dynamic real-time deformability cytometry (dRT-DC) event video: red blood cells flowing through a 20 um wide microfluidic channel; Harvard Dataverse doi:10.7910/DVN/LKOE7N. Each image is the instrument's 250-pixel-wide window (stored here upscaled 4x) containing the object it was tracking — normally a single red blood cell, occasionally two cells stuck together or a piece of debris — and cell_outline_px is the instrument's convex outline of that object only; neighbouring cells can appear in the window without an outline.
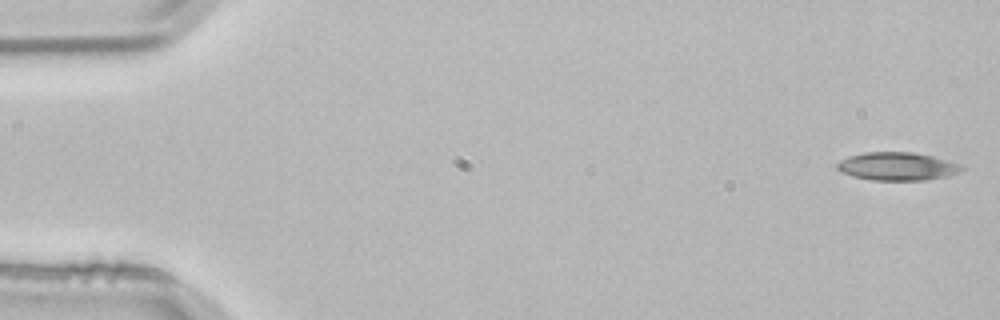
{"species": "common noctule bat (a hibernating species)", "species_latin": "Nyctalus noctula", "temperature_condition": "room temperature", "stored_images_in_passage": 4, "camera_frame_rate_fps": 3000, "um_per_image_px": 0.085, "animal": {"sex": "male", "body_mass_g": 21.5, "forearm_length_mm": 52.0}, "frame": {"image": 1, "passage_image": 1, "time_ms": 0.0, "image_size_px": [1000, 320], "cell_outline_px": [[964, 168], [960, 172], [948, 176], [924, 180], [872, 180], [852, 176], [840, 172], [836, 168], [836, 164], [840, 160], [848, 156], [864, 152], [912, 152], [932, 156], [964, 164]], "centroid_in_image_um": [76.27, 14.14], "position_along_channel_um": 8.7, "area_um2": 20.63}}
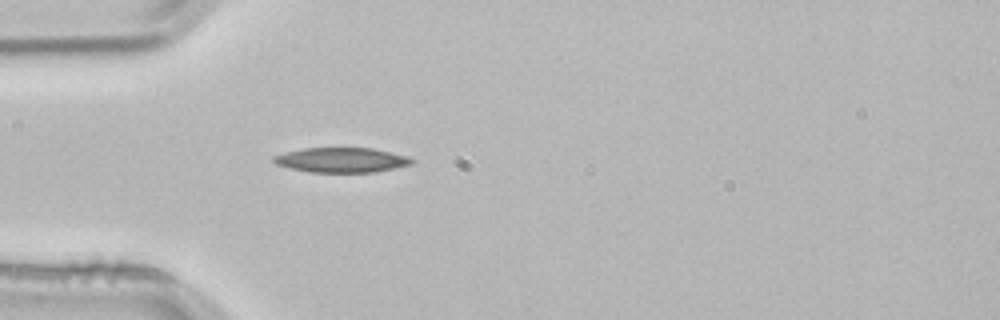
{"frame": {"image": 2, "passage_image": 4, "time_ms": 1.0, "image_size_px": [1000, 320], "cell_outline_px": [[416, 160], [412, 164], [376, 172], [308, 172], [276, 164], [272, 160], [272, 156], [284, 152], [304, 148], [372, 148], [408, 156]], "centroid_in_image_um": [29.03, 13.6], "position_along_channel_um": 56.0, "area_um2": 20.0}}